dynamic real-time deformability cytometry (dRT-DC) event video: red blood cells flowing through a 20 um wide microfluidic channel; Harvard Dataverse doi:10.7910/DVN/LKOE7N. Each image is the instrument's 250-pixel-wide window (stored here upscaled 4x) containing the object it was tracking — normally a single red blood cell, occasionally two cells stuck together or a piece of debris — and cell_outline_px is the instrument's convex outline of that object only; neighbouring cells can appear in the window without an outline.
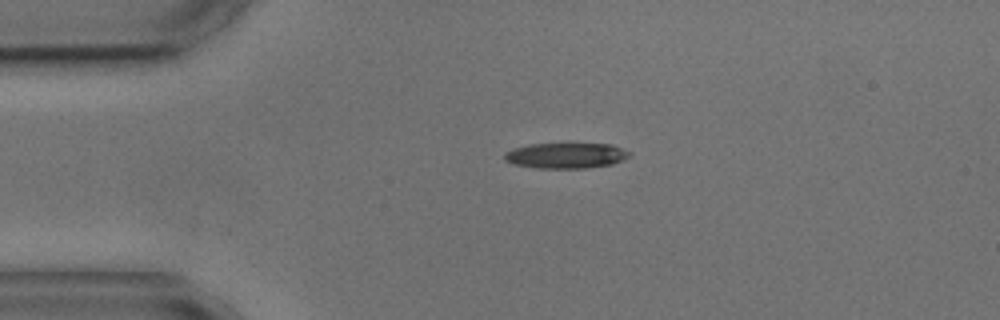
{"species": "common noctule bat (a hibernating species)", "species_latin": "Nyctalus noctula", "temperature_condition": "cold", "stored_images_in_passage": 3, "camera_frame_rate_fps": 3000, "um_per_image_px": 0.085, "animal": {"sex": "male", "body_mass_g": 17.9, "forearm_length_mm": 54.2}, "frame": {"image": 1, "passage_image": 3, "time_ms": 2.333, "image_size_px": [1000, 320], "cell_outline_px": [[632, 152], [624, 160], [612, 164], [584, 168], [536, 168], [512, 164], [504, 160], [504, 152], [512, 148], [528, 144], [568, 140], [612, 144], [624, 148]], "centroid_in_image_um": [48.11, 13.15], "position_along_channel_um": 36.9, "area_um2": 20.0}}